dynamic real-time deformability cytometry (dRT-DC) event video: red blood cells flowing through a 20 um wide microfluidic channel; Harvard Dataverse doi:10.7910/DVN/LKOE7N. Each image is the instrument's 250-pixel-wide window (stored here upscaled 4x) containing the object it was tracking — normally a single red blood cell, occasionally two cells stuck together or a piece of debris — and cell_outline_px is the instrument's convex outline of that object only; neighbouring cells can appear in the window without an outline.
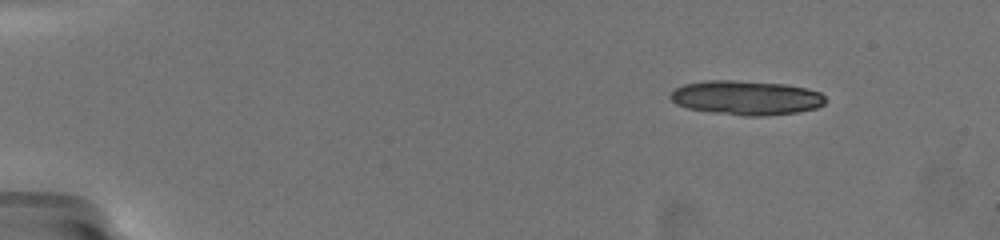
{"species": "common noctule bat (a hibernating species)", "species_latin": "Nyctalus noctula", "temperature_condition": "warm", "stored_images_in_passage": 12, "camera_frame_rate_fps": 3000, "um_per_image_px": 0.085, "animal": {"sex": "female", "body_mass_g": 19.5, "forearm_length_mm": 54.1}, "frame": {"image": 1, "passage_image": 1, "time_ms": 0.0, "image_size_px": [1000, 240], "cell_outline_px": [[824, 104], [816, 108], [800, 112], [764, 116], [744, 116], [712, 112], [688, 108], [676, 104], [672, 100], [672, 92], [676, 88], [684, 84], [704, 80], [732, 80], [784, 84], [804, 88], [820, 92], [824, 96]], "centroid_in_image_um": [63.44, 8.31], "position_along_channel_um": 21.6, "area_um2": 30.87}}